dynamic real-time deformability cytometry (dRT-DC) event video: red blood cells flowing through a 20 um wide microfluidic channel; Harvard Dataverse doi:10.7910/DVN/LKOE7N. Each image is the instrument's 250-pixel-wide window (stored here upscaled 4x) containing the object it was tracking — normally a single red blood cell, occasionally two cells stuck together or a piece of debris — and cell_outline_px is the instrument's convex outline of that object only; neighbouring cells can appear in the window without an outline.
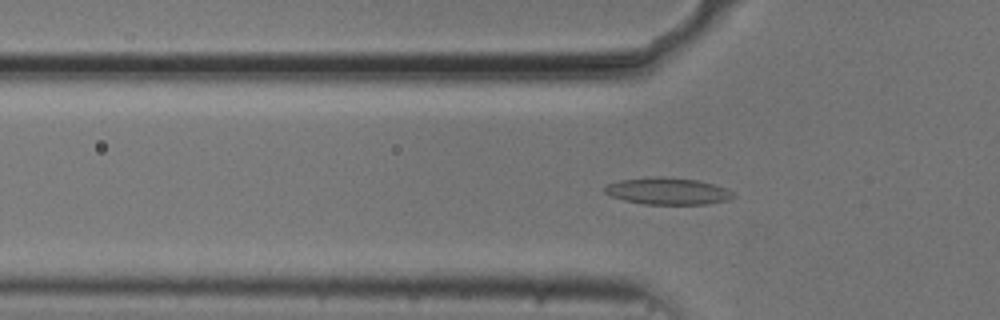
{"species": "common noctule bat (a hibernating species)", "species_latin": "Nyctalus noctula", "temperature_condition": "cold", "stored_images_in_passage": 39, "camera_frame_rate_fps": 3000, "um_per_image_px": 0.085, "animal": {"sex": "male", "body_mass_g": 20.5, "forearm_length_mm": 52.5}, "frame": {"image": 1, "passage_image": 17, "time_ms": 5.333, "image_size_px": [1000, 320], "cell_outline_px": [[736, 196], [728, 200], [708, 204], [644, 204], [624, 200], [612, 196], [604, 192], [604, 188], [608, 184], [620, 180], [656, 176], [664, 176], [696, 180], [712, 184], [724, 188], [732, 192]], "centroid_in_image_um": [56.75, 16.24], "position_along_channel_um": 69.1, "area_um2": 20.0}}
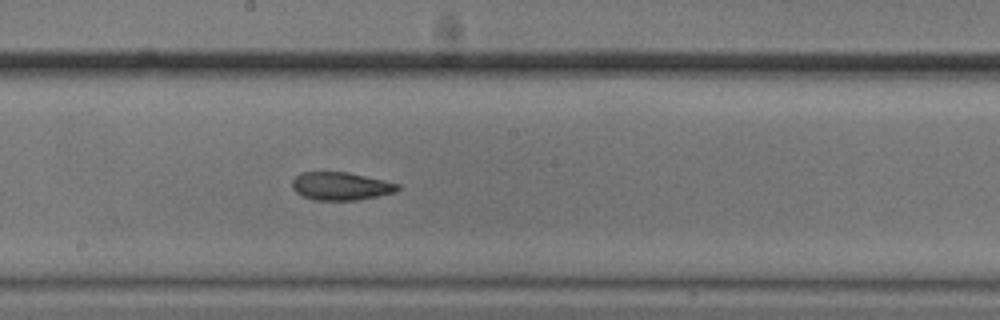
{"frame": {"image": 2, "passage_image": 29, "time_ms": 9.333, "image_size_px": [1000, 320], "cell_outline_px": [[400, 188], [396, 192], [356, 200], [312, 200], [300, 196], [292, 188], [292, 180], [300, 172], [348, 172], [384, 180], [400, 184]], "centroid_in_image_um": [28.94, 15.82], "position_along_channel_um": 219.3, "area_um2": 17.34}}
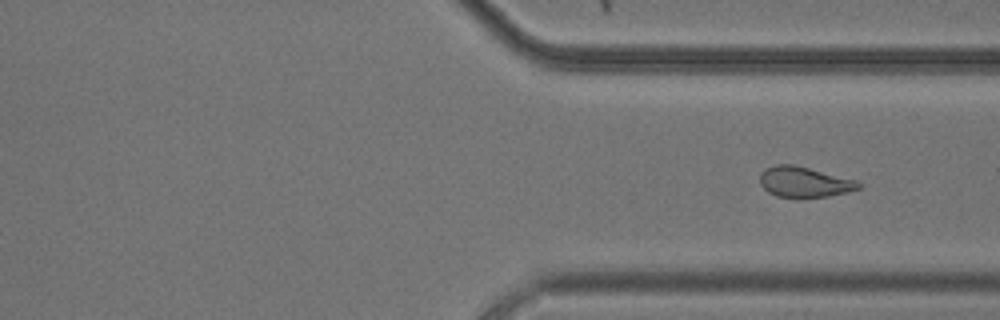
{"frame": {"image": 3, "passage_image": 39, "time_ms": 12.667, "image_size_px": [1000, 320], "cell_outline_px": [[864, 184], [860, 188], [848, 192], [828, 196], [776, 196], [768, 192], [760, 184], [760, 172], [764, 168], [776, 164], [792, 164], [856, 180]], "centroid_in_image_um": [68.35, 15.45], "position_along_channel_um": 343.0, "area_um2": 17.28}}